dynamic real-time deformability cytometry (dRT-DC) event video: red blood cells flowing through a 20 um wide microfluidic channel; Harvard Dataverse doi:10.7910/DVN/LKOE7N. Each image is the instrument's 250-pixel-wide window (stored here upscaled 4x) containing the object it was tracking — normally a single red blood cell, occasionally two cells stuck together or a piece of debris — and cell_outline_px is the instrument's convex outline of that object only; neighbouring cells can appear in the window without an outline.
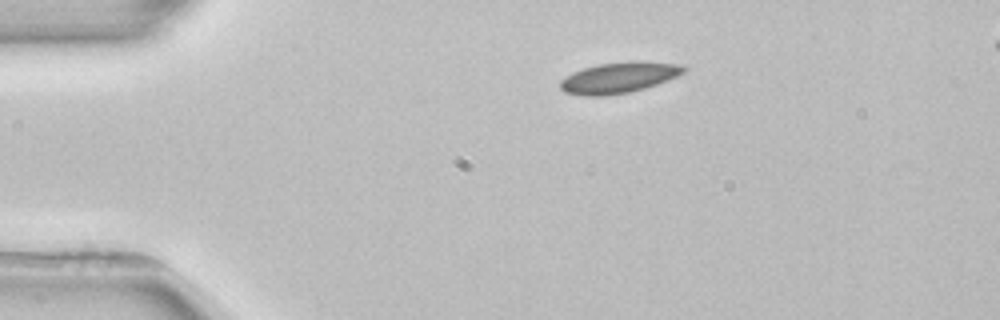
{"species": "common noctule bat (a hibernating species)", "species_latin": "Nyctalus noctula", "temperature_condition": "room temperature", "stored_images_in_passage": 3, "segment_of_instrument_passage": [1, 2], "camera_frame_rate_fps": 3000, "um_per_image_px": 0.085, "animal": {"sex": "female", "body_mass_g": 22.7, "forearm_length_mm": 54.2}, "frame": {"image": 1, "passage_image": 1, "time_ms": 0.0, "image_size_px": [1000, 320], "cell_outline_px": [[688, 68], [684, 72], [676, 76], [656, 84], [644, 88], [628, 92], [604, 96], [580, 96], [564, 92], [560, 88], [560, 80], [572, 72], [584, 68], [600, 64], [628, 60], [644, 60], [680, 64]], "centroid_in_image_um": [52.59, 6.58], "position_along_channel_um": 32.4, "area_um2": 22.43}}